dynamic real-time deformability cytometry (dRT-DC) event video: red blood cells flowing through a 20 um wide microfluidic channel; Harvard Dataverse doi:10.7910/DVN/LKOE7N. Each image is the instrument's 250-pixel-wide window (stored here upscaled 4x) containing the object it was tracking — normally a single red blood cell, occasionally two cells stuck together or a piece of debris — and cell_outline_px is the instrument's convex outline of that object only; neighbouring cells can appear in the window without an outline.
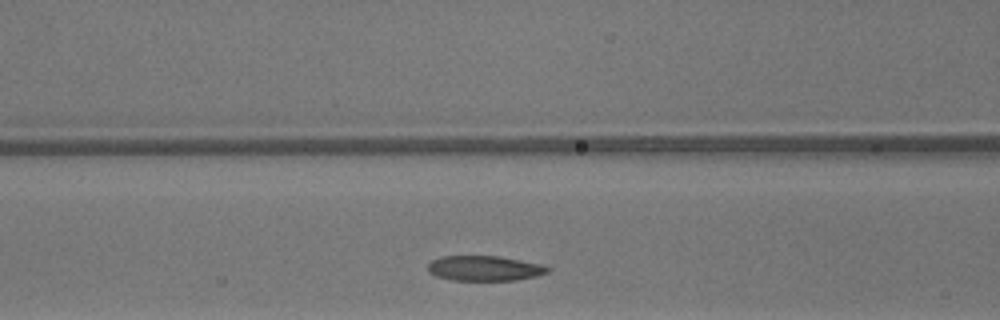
{"species": "common noctule bat (a hibernating species)", "species_latin": "Nyctalus noctula", "temperature_condition": "warm", "stored_images_in_passage": 23, "camera_frame_rate_fps": 3000, "um_per_image_px": 0.085, "animal": {"sex": "male", "body_mass_g": 13.3}, "frame": {"image": 1, "passage_image": 6, "time_ms": 1.667, "image_size_px": [1000, 320], "cell_outline_px": [[552, 268], [548, 272], [536, 276], [516, 280], [452, 280], [436, 276], [428, 272], [428, 264], [432, 260], [440, 256], [500, 256], [540, 264]], "centroid_in_image_um": [41.17, 22.8], "position_along_channel_um": 125.4, "area_um2": 17.51}}
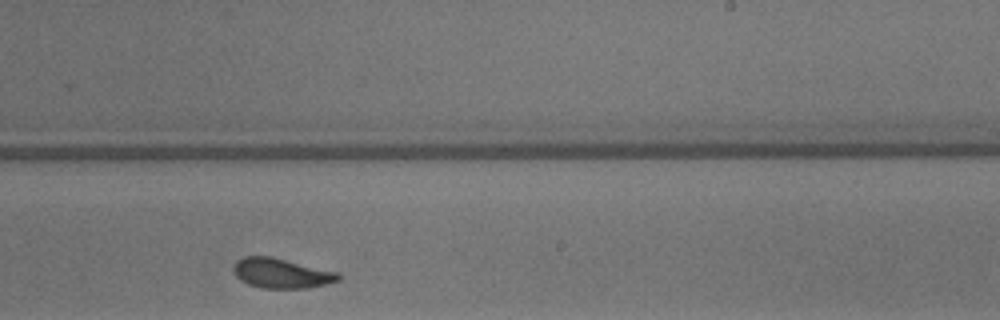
{"frame": {"image": 2, "passage_image": 16, "time_ms": 5.0, "image_size_px": [1000, 320], "cell_outline_px": [[340, 280], [308, 288], [260, 288], [248, 284], [240, 280], [236, 276], [232, 268], [236, 260], [244, 256], [272, 256], [336, 272], [340, 276]], "centroid_in_image_um": [23.86, 23.22], "position_along_channel_um": 265.1, "area_um2": 18.21}}
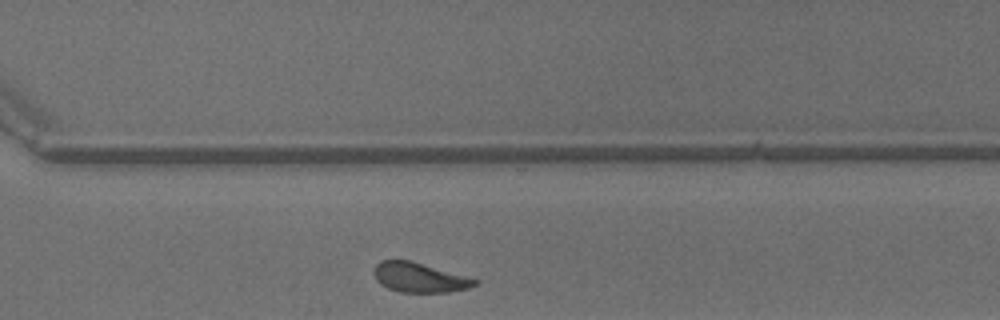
{"frame": {"image": 3, "passage_image": 21, "time_ms": 6.667, "image_size_px": [1000, 320], "cell_outline_px": [[480, 280], [476, 284], [468, 288], [448, 292], [400, 292], [388, 288], [380, 284], [376, 280], [372, 272], [376, 264], [380, 260], [412, 260]], "centroid_in_image_um": [35.62, 23.57], "position_along_channel_um": 335.0, "area_um2": 17.57}}